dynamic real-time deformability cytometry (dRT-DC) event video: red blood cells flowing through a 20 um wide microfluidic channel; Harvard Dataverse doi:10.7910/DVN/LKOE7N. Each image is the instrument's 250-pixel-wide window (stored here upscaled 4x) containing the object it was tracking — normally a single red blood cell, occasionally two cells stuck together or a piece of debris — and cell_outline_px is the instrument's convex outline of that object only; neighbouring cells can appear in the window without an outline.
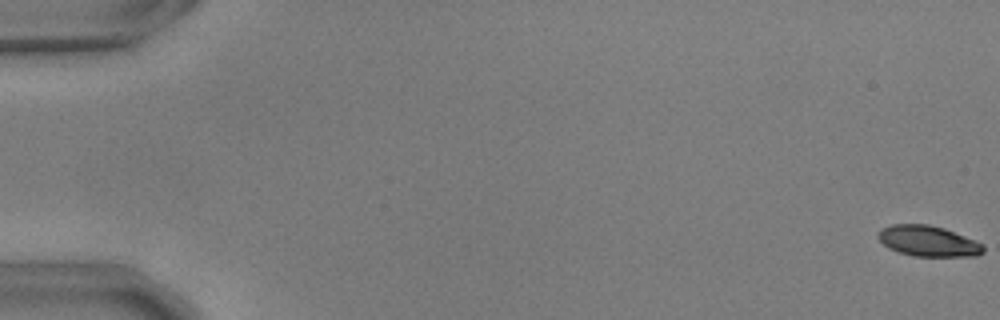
{"species": "common noctule bat (a hibernating species)", "species_latin": "Nyctalus noctula", "temperature_condition": "warm", "stored_images_in_passage": 56, "camera_frame_rate_fps": 3000, "um_per_image_px": 0.085, "animal": {"sex": "male", "body_mass_g": 17.9, "forearm_length_mm": 54.2}, "frame": {"image": 1, "passage_image": 1, "time_ms": 0.0, "image_size_px": [1000, 320], "cell_outline_px": [[984, 252], [976, 256], [912, 256], [888, 248], [876, 236], [880, 228], [892, 224], [928, 224], [944, 228], [984, 244]], "centroid_in_image_um": [78.88, 20.49], "position_along_channel_um": 6.1, "area_um2": 18.84}}
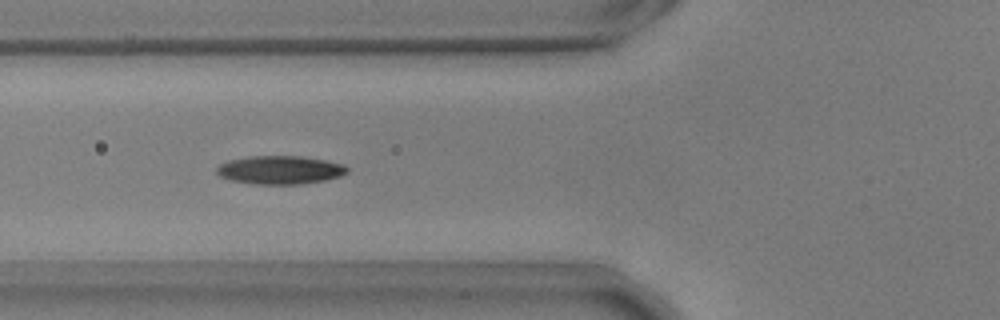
{"frame": {"image": 2, "passage_image": 22, "time_ms": 7.0, "image_size_px": [1000, 320], "cell_outline_px": [[348, 172], [340, 176], [324, 180], [300, 184], [252, 184], [232, 180], [220, 176], [216, 172], [216, 168], [220, 164], [228, 160], [248, 156], [300, 156], [324, 160], [344, 164], [348, 168]], "centroid_in_image_um": [23.79, 14.44], "position_along_channel_um": 102.0, "area_um2": 21.56}}
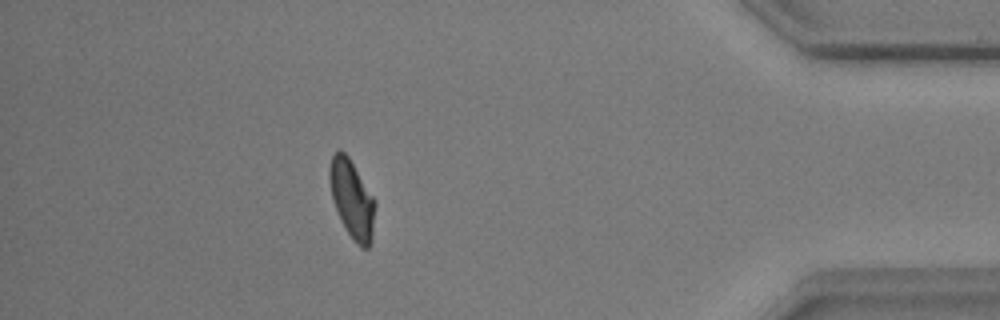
{"frame": {"image": 3, "passage_image": 50, "time_ms": 16.333, "image_size_px": [1000, 320], "cell_outline_px": [[376, 204], [372, 244], [368, 248], [360, 248], [352, 240], [340, 220], [332, 200], [328, 176], [328, 168], [332, 156], [340, 148], [348, 156], [376, 200]], "centroid_in_image_um": [29.92, 16.96], "position_along_channel_um": 405.3, "area_um2": 21.27}, "authors_computed_cell_mechanics": {"area_um2": 20.6635, "velocity_mm_per_s": 3.6997, "shape_relaxation_time_tau1_ms": 4.3268, "shape_relaxation_time_tau2_ms": 3.1842, "deformation_change_tau1": 0.1465, "deformation_change_tau2": 0.0884}}